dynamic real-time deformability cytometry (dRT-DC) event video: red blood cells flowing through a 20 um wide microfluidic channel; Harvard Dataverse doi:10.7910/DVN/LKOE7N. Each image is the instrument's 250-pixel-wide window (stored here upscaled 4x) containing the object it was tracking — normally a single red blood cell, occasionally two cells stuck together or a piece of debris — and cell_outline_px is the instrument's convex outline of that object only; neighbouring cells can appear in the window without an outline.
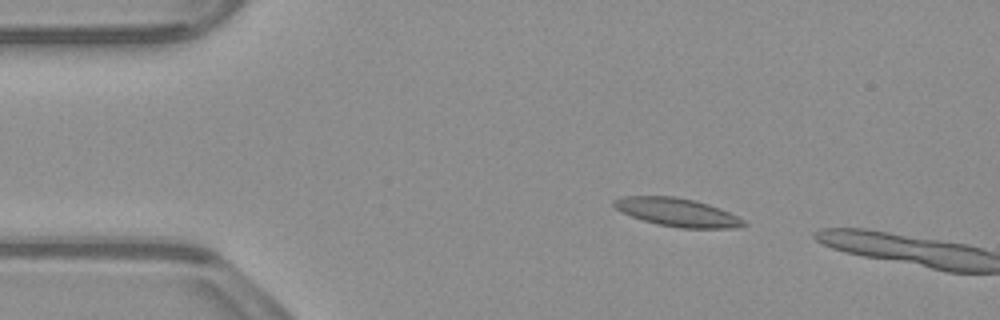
{"species": "common noctule bat (a hibernating species)", "species_latin": "Nyctalus noctula", "temperature_condition": "warm", "stored_images_in_passage": 8, "camera_frame_rate_fps": 3000, "um_per_image_px": 0.085, "animal": {"sex": "male", "body_mass_g": 23.1, "forearm_length_mm": 52.7}, "frame": {"image": 1, "passage_image": 6, "time_ms": 1.667, "image_size_px": [1000, 320], "cell_outline_px": [[748, 224], [736, 228], [680, 228], [656, 224], [632, 216], [616, 208], [612, 204], [612, 200], [620, 196], [672, 196], [696, 200], [708, 204], [728, 212], [744, 220]], "centroid_in_image_um": [57.56, 18.04], "position_along_channel_um": 27.4, "area_um2": 21.27}}